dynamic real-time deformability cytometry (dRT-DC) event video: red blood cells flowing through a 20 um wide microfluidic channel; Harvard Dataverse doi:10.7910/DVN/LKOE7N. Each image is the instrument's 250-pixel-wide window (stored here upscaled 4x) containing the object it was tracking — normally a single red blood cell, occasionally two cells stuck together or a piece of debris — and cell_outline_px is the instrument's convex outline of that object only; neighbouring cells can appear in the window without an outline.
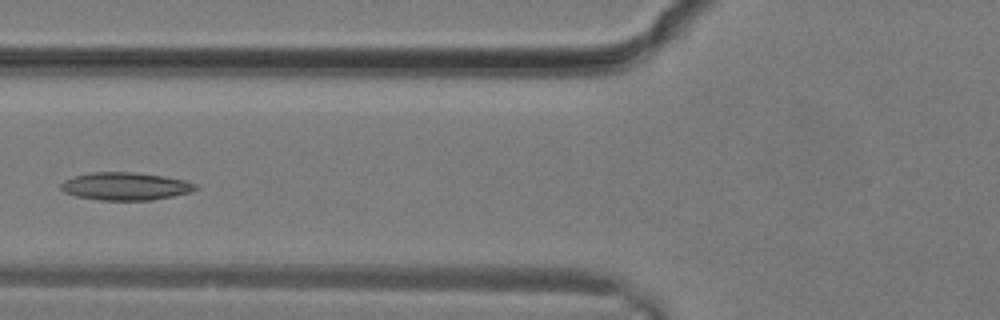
{"species": "common noctule bat (a hibernating species)", "species_latin": "Nyctalus noctula", "temperature_condition": "warm", "stored_images_in_passage": 11, "camera_frame_rate_fps": 3000, "um_per_image_px": 0.085, "animal": {"sex": "male", "body_mass_g": 19.2, "forearm_length_mm": 51.8}, "frame": {"image": 1, "passage_image": 10, "time_ms": 3.0, "image_size_px": [1000, 320], "cell_outline_px": [[196, 188], [192, 192], [152, 200], [100, 200], [76, 196], [64, 192], [60, 188], [60, 184], [64, 180], [72, 176], [92, 172], [132, 172], [164, 176], [184, 180], [196, 184]], "centroid_in_image_um": [10.63, 15.83], "position_along_channel_um": 115.2, "area_um2": 21.79}}